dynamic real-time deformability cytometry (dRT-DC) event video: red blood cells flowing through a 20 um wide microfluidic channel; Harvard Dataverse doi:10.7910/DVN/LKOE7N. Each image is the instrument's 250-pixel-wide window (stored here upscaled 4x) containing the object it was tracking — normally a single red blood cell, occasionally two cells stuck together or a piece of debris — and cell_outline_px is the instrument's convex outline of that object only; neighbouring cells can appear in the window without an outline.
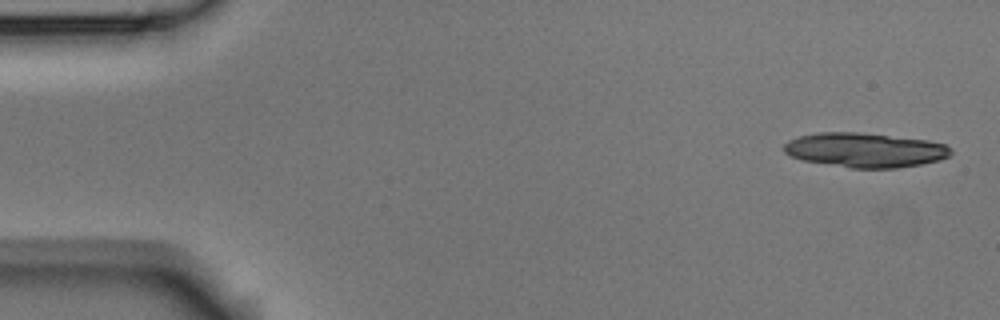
{"species": "Egyptian fruit bat (a non-hibernating species)", "species_latin": "Rousettus aegyptiacus", "temperature_condition": "room temperature", "stored_images_in_passage": 4, "camera_frame_rate_fps": 3000, "um_per_image_px": 0.085, "animal": {"sex": "male"}, "frame": {"image": 1, "passage_image": 1, "time_ms": 0.0, "image_size_px": [1000, 320], "cell_outline_px": [[952, 152], [948, 156], [940, 160], [920, 164], [896, 168], [852, 168], [800, 160], [784, 152], [784, 144], [788, 140], [800, 136], [820, 132], [860, 132], [928, 140], [944, 144], [952, 148]], "centroid_in_image_um": [73.52, 12.75], "position_along_channel_um": 11.5, "area_um2": 33.58}}